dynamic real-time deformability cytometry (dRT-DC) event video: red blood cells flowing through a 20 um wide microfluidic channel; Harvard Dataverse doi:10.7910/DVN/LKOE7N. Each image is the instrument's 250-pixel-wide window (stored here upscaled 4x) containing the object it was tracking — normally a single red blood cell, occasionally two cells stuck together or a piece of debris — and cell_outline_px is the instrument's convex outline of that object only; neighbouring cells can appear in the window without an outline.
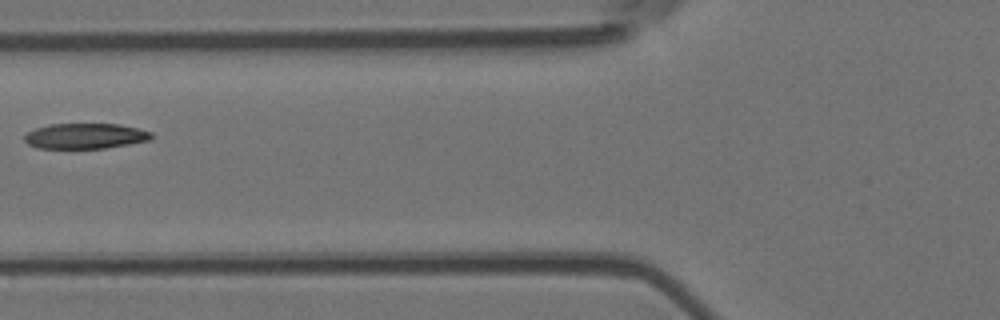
{"species": "Egyptian fruit bat (a non-hibernating species)", "species_latin": "Rousettus aegyptiacus", "temperature_condition": "room temperature", "stored_images_in_passage": 6, "camera_frame_rate_fps": 3000, "um_per_image_px": 0.085, "animal": {"sex": "female"}, "frame": {"image": 1, "passage_image": 5, "time_ms": 1.333, "image_size_px": [1000, 320], "cell_outline_px": [[152, 140], [104, 148], [36, 148], [28, 144], [24, 140], [24, 136], [28, 132], [36, 128], [48, 124], [120, 124], [152, 132]], "centroid_in_image_um": [7.24, 11.56], "position_along_channel_um": 118.6, "area_um2": 18.79}}
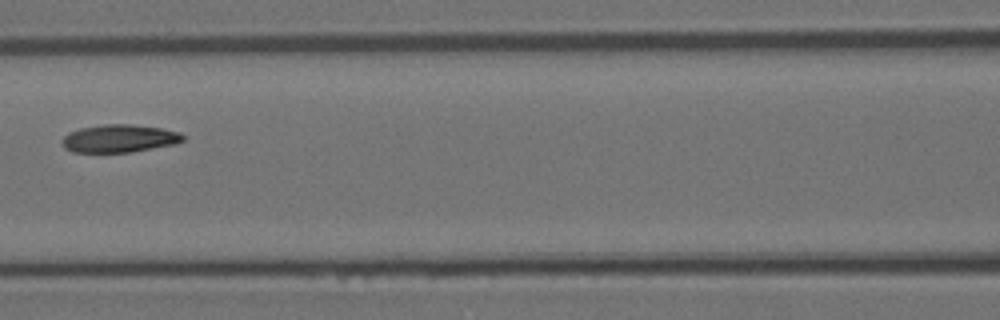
{"frame": {"image": 2, "passage_image": 6, "time_ms": 1.667, "image_size_px": [1000, 320], "cell_outline_px": [[184, 140], [176, 144], [132, 152], [72, 152], [64, 148], [64, 136], [68, 132], [80, 128], [104, 124], [128, 124], [160, 128], [180, 132], [184, 136]], "centroid_in_image_um": [10.16, 11.77], "position_along_channel_um": 156.4, "area_um2": 19.54}}